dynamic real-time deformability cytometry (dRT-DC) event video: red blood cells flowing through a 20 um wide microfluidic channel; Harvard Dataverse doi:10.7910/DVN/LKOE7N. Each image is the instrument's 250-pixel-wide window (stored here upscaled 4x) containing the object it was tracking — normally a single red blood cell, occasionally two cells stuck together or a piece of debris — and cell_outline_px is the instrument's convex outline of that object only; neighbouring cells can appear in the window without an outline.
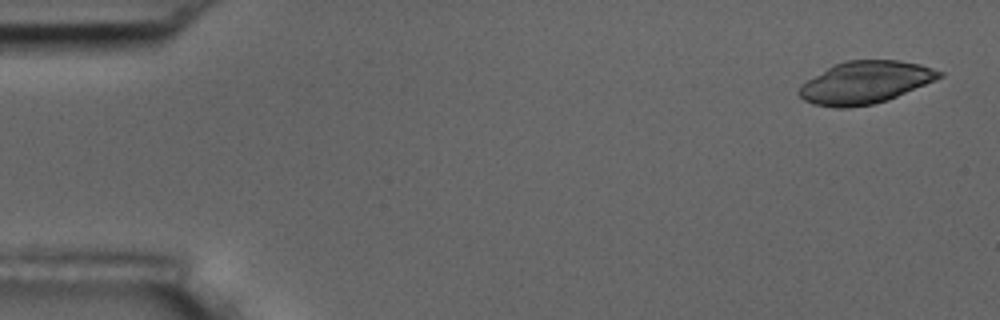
{"species": "common noctule bat (a hibernating species)", "species_latin": "Nyctalus noctula", "temperature_condition": "room temperature", "stored_images_in_passage": 11, "camera_frame_rate_fps": 3000, "um_per_image_px": 0.085, "animal": {"sex": "male", "body_mass_g": 17.5, "forearm_length_mm": 52.3}, "frame": {"image": 1, "passage_image": 2, "time_ms": 0.333, "image_size_px": [1000, 320], "cell_outline_px": [[944, 76], [936, 80], [888, 100], [872, 104], [848, 108], [836, 108], [812, 104], [804, 100], [796, 92], [808, 80], [828, 68], [836, 64], [848, 60], [900, 60], [920, 64], [944, 72]], "centroid_in_image_um": [73.58, 7.02], "position_along_channel_um": 11.4, "area_um2": 34.45}}